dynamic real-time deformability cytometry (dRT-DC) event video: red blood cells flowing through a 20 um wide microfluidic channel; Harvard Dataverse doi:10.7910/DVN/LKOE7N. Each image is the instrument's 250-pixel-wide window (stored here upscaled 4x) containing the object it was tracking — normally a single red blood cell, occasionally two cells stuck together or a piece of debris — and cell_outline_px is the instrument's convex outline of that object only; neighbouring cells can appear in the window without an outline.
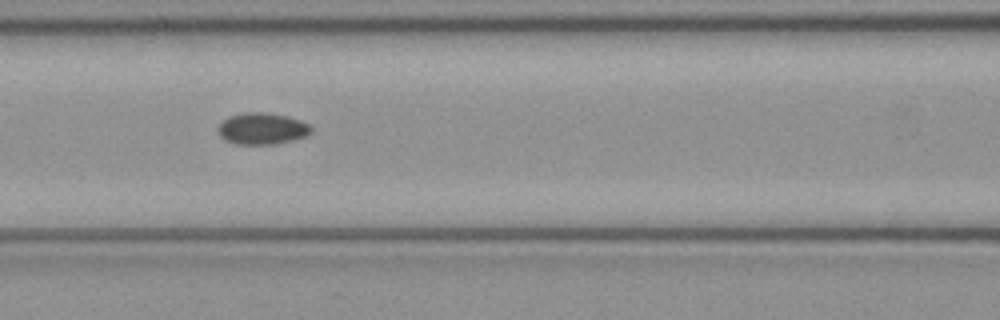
{"species": "common noctule bat (a hibernating species)", "species_latin": "Nyctalus noctula", "temperature_condition": "cold", "stored_images_in_passage": 6, "camera_frame_rate_fps": 3000, "um_per_image_px": 0.085, "animal": {"sex": "female", "body_mass_g": 21.9}, "frame": {"image": 1, "passage_image": 5, "time_ms": 1.333, "image_size_px": [1000, 320], "cell_outline_px": [[312, 132], [308, 136], [276, 144], [236, 144], [224, 140], [216, 132], [216, 128], [228, 116], [244, 112], [264, 112], [288, 116], [300, 120], [308, 124], [312, 128]], "centroid_in_image_um": [22.26, 10.93], "position_along_channel_um": 144.3, "area_um2": 17.4}}
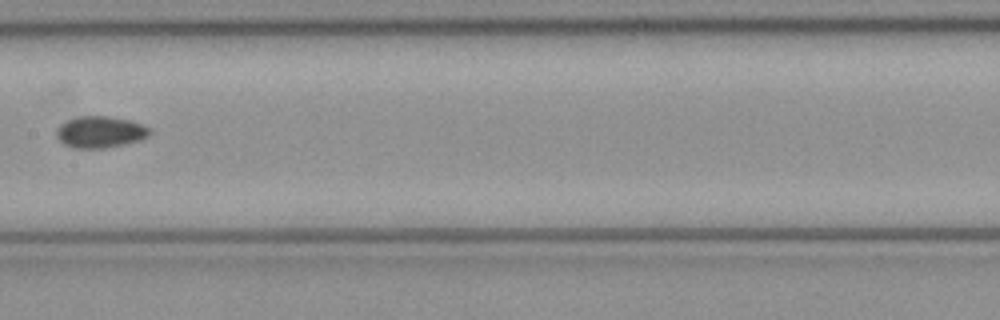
{"frame": {"image": 2, "passage_image": 6, "time_ms": 1.667, "image_size_px": [1000, 320], "cell_outline_px": [[152, 132], [148, 136], [140, 140], [124, 144], [104, 148], [76, 148], [64, 144], [56, 136], [56, 128], [60, 124], [76, 116], [108, 116], [128, 120], [144, 124]], "centroid_in_image_um": [8.51, 11.21], "position_along_channel_um": 198.9, "area_um2": 17.17}}